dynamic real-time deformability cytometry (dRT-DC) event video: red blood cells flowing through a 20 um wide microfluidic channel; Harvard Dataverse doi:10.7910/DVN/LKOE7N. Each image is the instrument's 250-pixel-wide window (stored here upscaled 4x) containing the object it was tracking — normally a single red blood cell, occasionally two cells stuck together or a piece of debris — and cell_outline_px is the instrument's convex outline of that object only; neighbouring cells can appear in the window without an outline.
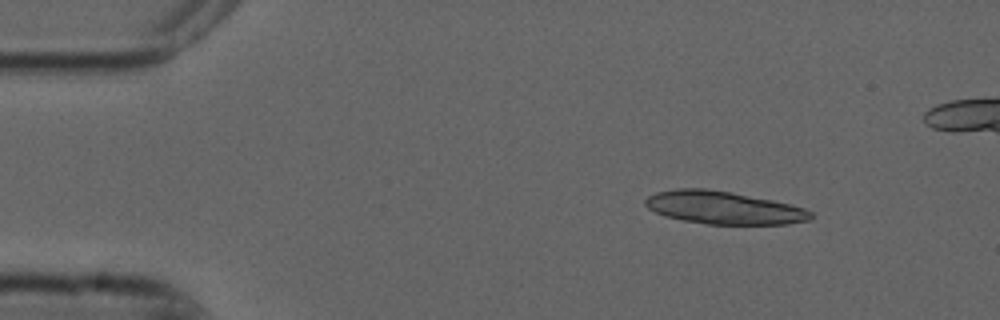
{"species": "common noctule bat (a hibernating species)", "species_latin": "Nyctalus noctula", "temperature_condition": "cold", "stored_images_in_passage": 7, "camera_frame_rate_fps": 3000, "um_per_image_px": 0.085, "animal": {"sex": "male", "forearm_length_mm": 52.5}, "frame": {"image": 1, "passage_image": 3, "time_ms": 0.667, "image_size_px": [1000, 320], "cell_outline_px": [[812, 220], [788, 224], [708, 224], [684, 220], [664, 216], [648, 208], [644, 204], [644, 200], [648, 196], [656, 192], [676, 188], [704, 188], [732, 192], [792, 204], [804, 208], [812, 212]], "centroid_in_image_um": [61.52, 17.65], "position_along_channel_um": 23.5, "area_um2": 31.73}}